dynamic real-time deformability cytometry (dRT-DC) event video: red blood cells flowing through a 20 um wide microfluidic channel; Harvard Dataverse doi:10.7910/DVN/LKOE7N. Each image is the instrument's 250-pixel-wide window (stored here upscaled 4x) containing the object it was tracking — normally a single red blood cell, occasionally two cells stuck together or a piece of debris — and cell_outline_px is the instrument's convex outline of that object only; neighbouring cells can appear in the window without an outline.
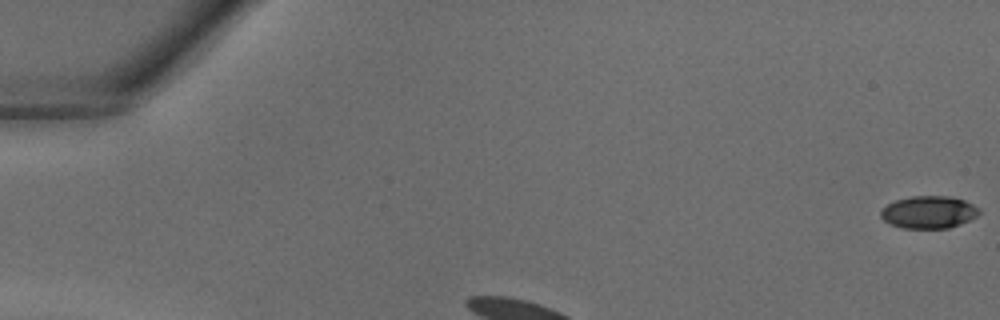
{"species": "common noctule bat (a hibernating species)", "species_latin": "Nyctalus noctula", "temperature_condition": "warm", "stored_images_in_passage": 25, "camera_frame_rate_fps": 3000, "um_per_image_px": 0.085, "animal": {"sex": "male", "body_mass_g": 18.8}, "frame": {"image": 1, "passage_image": 1, "time_ms": 0.0, "image_size_px": [1000, 320], "cell_outline_px": [[980, 212], [976, 216], [960, 224], [948, 228], [904, 228], [892, 224], [884, 220], [880, 216], [880, 212], [888, 204], [896, 200], [912, 196], [948, 196], [964, 200], [980, 208]], "centroid_in_image_um": [78.96, 18.03], "position_along_channel_um": 6.0, "area_um2": 18.38}}
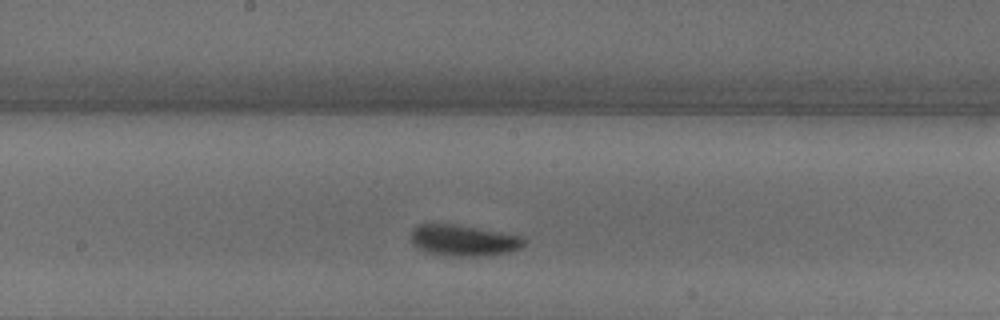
{"frame": {"image": 2, "passage_image": 13, "time_ms": 4.0, "image_size_px": [1000, 320], "cell_outline_px": [[524, 244], [520, 248], [508, 252], [476, 256], [440, 256], [424, 252], [412, 244], [412, 228], [416, 224], [452, 224], [524, 236]], "centroid_in_image_um": [39.34, 20.44], "position_along_channel_um": 208.9, "area_um2": 20.52}}
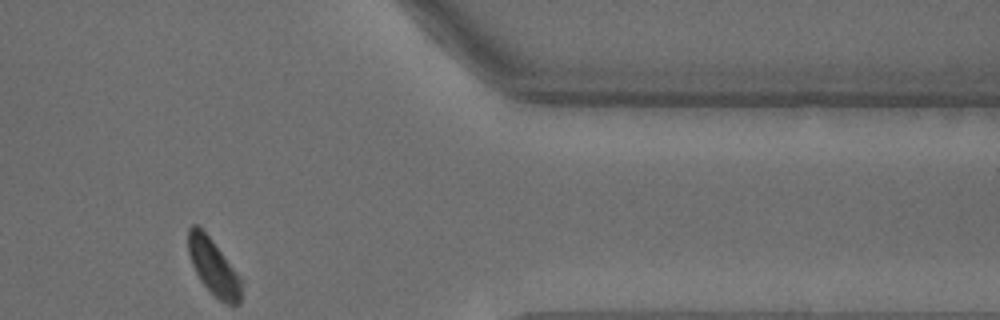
{"frame": {"image": 3, "passage_image": 25, "time_ms": 8.0, "image_size_px": [1000, 320], "cell_outline_px": [[244, 284], [240, 304], [228, 304], [220, 300], [200, 280], [192, 264], [188, 252], [188, 228], [192, 224], [196, 224], [212, 240], [244, 280]], "centroid_in_image_um": [18.2, 22.72], "position_along_channel_um": 393.2, "area_um2": 17.46}}